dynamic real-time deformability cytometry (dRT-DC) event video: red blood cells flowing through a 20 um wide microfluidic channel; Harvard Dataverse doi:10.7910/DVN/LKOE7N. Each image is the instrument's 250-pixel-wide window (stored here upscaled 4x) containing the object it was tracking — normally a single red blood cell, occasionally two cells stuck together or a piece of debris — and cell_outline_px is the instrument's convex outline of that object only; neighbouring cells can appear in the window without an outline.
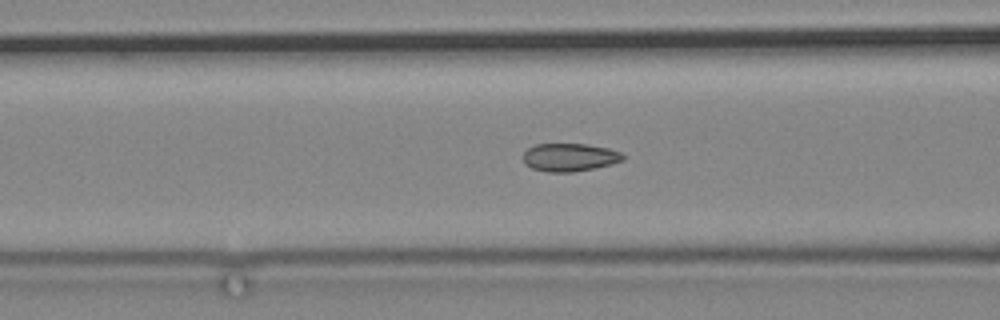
{"species": "common noctule bat (a hibernating species)", "species_latin": "Nyctalus noctula", "temperature_condition": "cold", "stored_images_in_passage": 53, "camera_frame_rate_fps": 3000, "um_per_image_px": 0.085, "animal": {"sex": "male", "body_mass_g": 19.2, "forearm_length_mm": 51.8}, "frame": {"image": 1, "passage_image": 15, "time_ms": 4.667, "image_size_px": [1000, 320], "cell_outline_px": [[624, 160], [612, 164], [572, 172], [548, 172], [532, 168], [524, 164], [524, 152], [528, 148], [536, 144], [584, 144], [608, 148], [620, 152], [624, 156]], "centroid_in_image_um": [48.41, 13.37], "position_along_channel_um": 118.2, "area_um2": 16.18}}
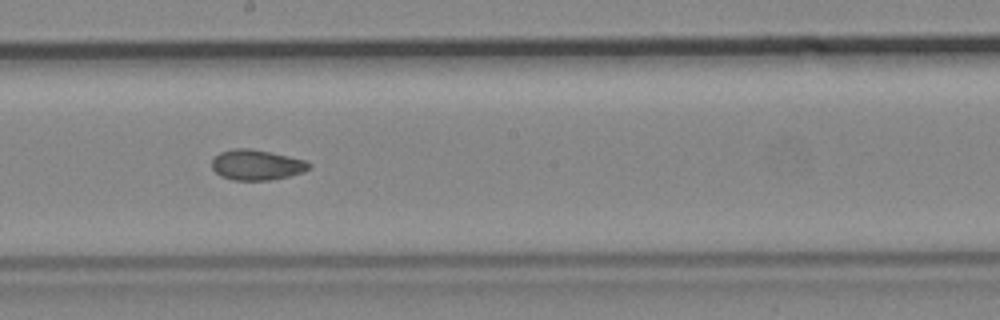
{"frame": {"image": 2, "passage_image": 25, "time_ms": 8.0, "image_size_px": [1000, 320], "cell_outline_px": [[312, 164], [304, 172], [272, 180], [232, 180], [220, 176], [212, 168], [212, 156], [220, 152], [232, 148], [252, 148], [272, 152], [304, 160]], "centroid_in_image_um": [21.77, 14.0], "position_along_channel_um": 226.4, "area_um2": 17.4}}
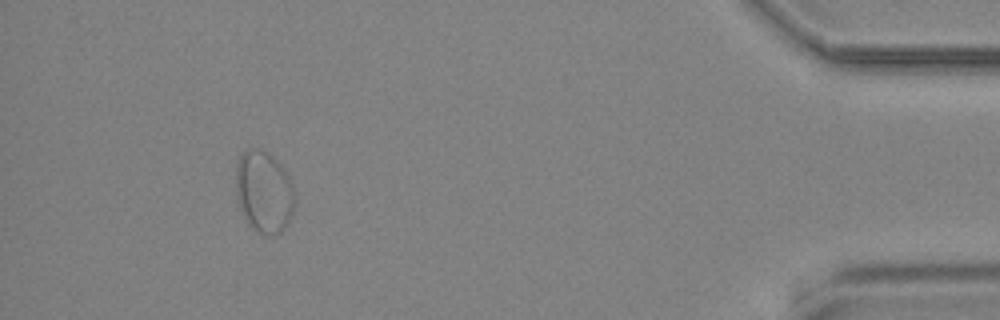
{"frame": {"image": 3, "passage_image": 48, "time_ms": 15.667, "image_size_px": [1000, 320], "cell_outline_px": [[296, 196], [292, 212], [284, 228], [280, 232], [272, 236], [264, 236], [252, 228], [244, 216], [240, 208], [236, 192], [236, 160], [248, 148], [260, 148], [268, 152], [276, 160], [288, 176]], "centroid_in_image_um": [22.42, 16.3], "position_along_channel_um": 412.8, "area_um2": 28.09}}